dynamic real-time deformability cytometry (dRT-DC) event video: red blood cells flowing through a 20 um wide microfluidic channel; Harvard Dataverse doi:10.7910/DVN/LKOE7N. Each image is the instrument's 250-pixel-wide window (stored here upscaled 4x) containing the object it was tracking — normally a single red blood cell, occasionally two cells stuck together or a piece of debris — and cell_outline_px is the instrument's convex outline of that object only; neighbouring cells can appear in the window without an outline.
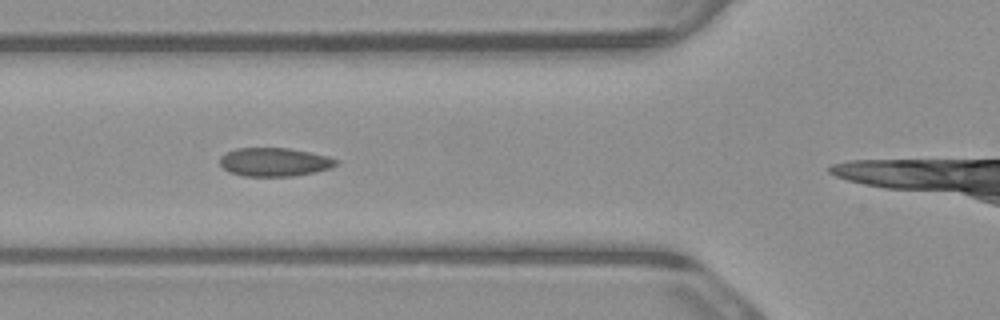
{"species": "common noctule bat (a hibernating species)", "species_latin": "Nyctalus noctula", "temperature_condition": "warm", "stored_images_in_passage": 3, "camera_frame_rate_fps": 3000, "um_per_image_px": 0.085, "animal": {"sex": "male", "body_mass_g": 23.1, "forearm_length_mm": 52.7}, "frame": {"image": 1, "passage_image": 3, "time_ms": 0.667, "image_size_px": [1000, 320], "cell_outline_px": [[340, 160], [336, 164], [328, 168], [312, 172], [292, 176], [244, 176], [232, 172], [224, 168], [220, 164], [220, 156], [236, 148], [288, 148], [328, 156]], "centroid_in_image_um": [23.31, 13.76], "position_along_channel_um": 102.5, "area_um2": 19.02}}